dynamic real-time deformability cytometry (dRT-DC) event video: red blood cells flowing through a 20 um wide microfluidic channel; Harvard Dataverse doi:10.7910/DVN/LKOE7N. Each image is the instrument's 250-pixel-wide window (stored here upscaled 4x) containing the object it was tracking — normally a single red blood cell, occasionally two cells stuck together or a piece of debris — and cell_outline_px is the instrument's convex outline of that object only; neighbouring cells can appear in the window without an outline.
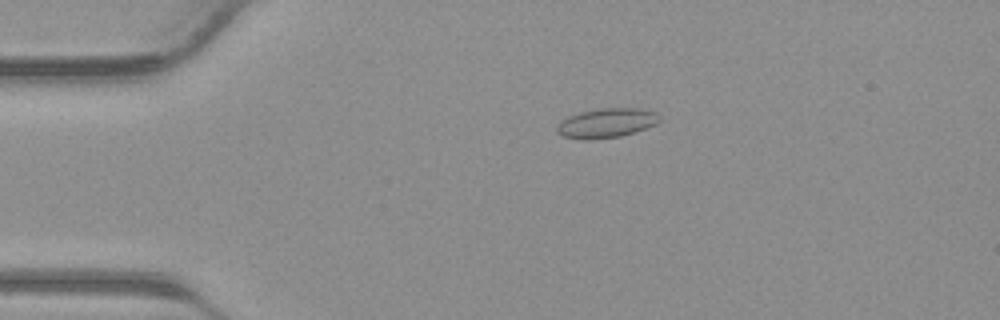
{"species": "common noctule bat (a hibernating species)", "species_latin": "Nyctalus noctula", "temperature_condition": "warm", "stored_images_in_passage": 41, "camera_frame_rate_fps": 3000, "um_per_image_px": 0.085, "animal": {"sex": "male", "body_mass_g": 23.1, "forearm_length_mm": 52.7}, "frame": {"image": 1, "passage_image": 9, "time_ms": 2.667, "image_size_px": [1000, 320], "cell_outline_px": [[660, 120], [656, 124], [636, 132], [620, 136], [588, 140], [580, 140], [564, 136], [556, 132], [556, 124], [560, 120], [568, 116], [580, 112], [596, 108], [640, 108], [656, 112], [660, 116]], "centroid_in_image_um": [51.52, 10.45], "position_along_channel_um": 33.5, "area_um2": 17.92}}
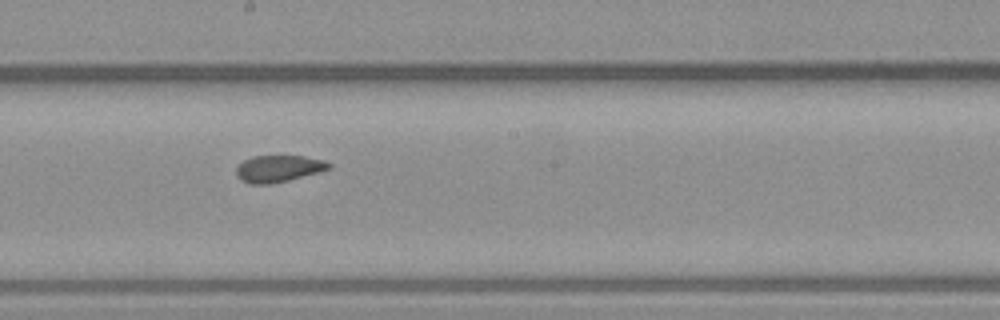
{"frame": {"image": 2, "passage_image": 23, "time_ms": 7.333, "image_size_px": [1000, 320], "cell_outline_px": [[332, 168], [288, 180], [272, 184], [248, 184], [240, 180], [236, 176], [236, 168], [244, 160], [252, 156], [304, 156], [324, 160], [332, 164]], "centroid_in_image_um": [23.65, 14.34], "position_along_channel_um": 224.5, "area_um2": 14.51}}
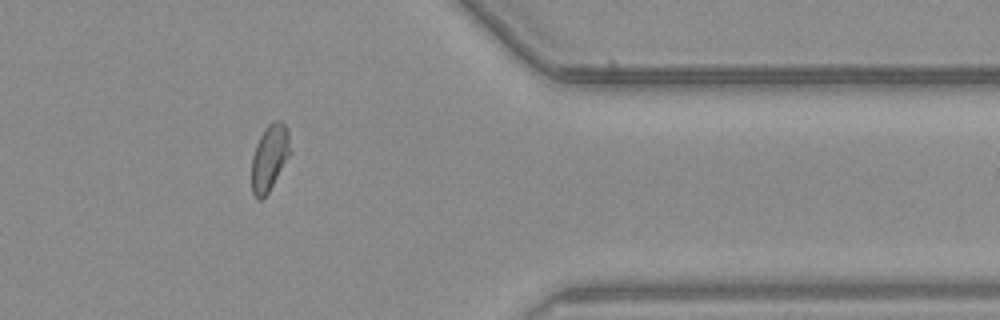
{"frame": {"image": 3, "passage_image": 34, "time_ms": 11.0, "image_size_px": [1000, 320], "cell_outline_px": [[292, 152], [268, 192], [260, 200], [256, 200], [252, 192], [252, 156], [256, 144], [264, 128], [272, 120], [280, 120], [288, 128]], "centroid_in_image_um": [22.93, 13.36], "position_along_channel_um": 388.5, "area_um2": 15.09}}